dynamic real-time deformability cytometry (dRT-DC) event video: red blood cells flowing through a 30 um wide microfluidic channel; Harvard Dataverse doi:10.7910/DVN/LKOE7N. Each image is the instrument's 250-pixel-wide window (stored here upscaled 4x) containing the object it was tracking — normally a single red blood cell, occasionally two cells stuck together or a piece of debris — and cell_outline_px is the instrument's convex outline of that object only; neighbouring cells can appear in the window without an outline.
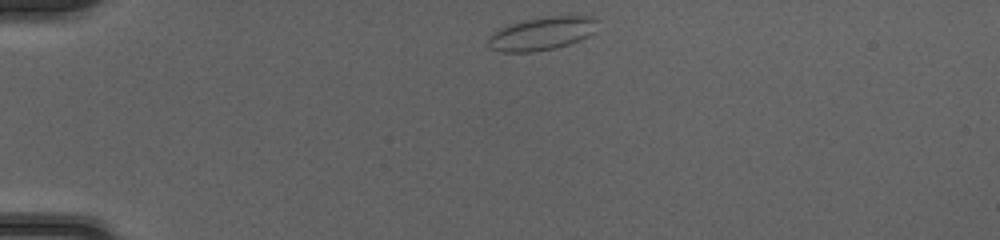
{"species": "common noctule bat (a hibernating species)", "species_latin": "Nyctalus noctula", "temperature_condition": "cold", "stored_images_in_passage": 39, "camera_frame_rate_fps": 3000, "um_per_image_px": 0.085, "animal": {"sex": "female", "body_mass_g": 20.0, "forearm_length_mm": 54.0}, "frame": {"image": 1, "passage_image": 1, "time_ms": 0.0, "image_size_px": [1000, 240], "cell_outline_px": [[596, 20], [592, 32], [588, 36], [580, 40], [568, 44], [552, 48], [532, 52], [500, 52], [492, 48], [488, 44], [488, 40], [496, 32], [512, 24], [528, 20], [552, 16], [584, 16]], "centroid_in_image_um": [46.05, 2.88], "position_along_channel_um": 38.9, "area_um2": 20.11}}
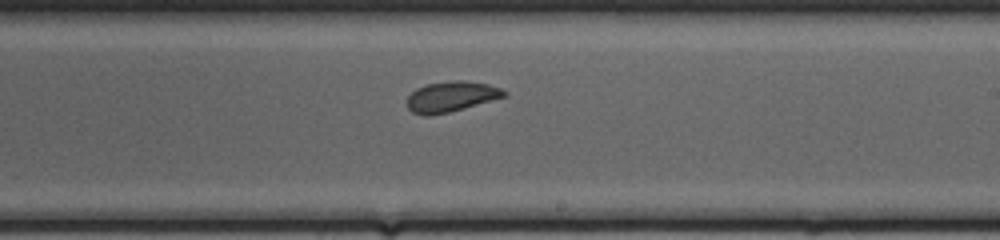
{"frame": {"image": 2, "passage_image": 20, "time_ms": 6.333, "image_size_px": [1000, 240], "cell_outline_px": [[508, 96], [448, 112], [428, 116], [424, 116], [412, 112], [408, 108], [408, 96], [416, 88], [428, 84], [452, 80], [464, 80], [488, 84], [500, 88], [508, 92]], "centroid_in_image_um": [38.37, 8.2], "position_along_channel_um": 250.6, "area_um2": 17.17}}
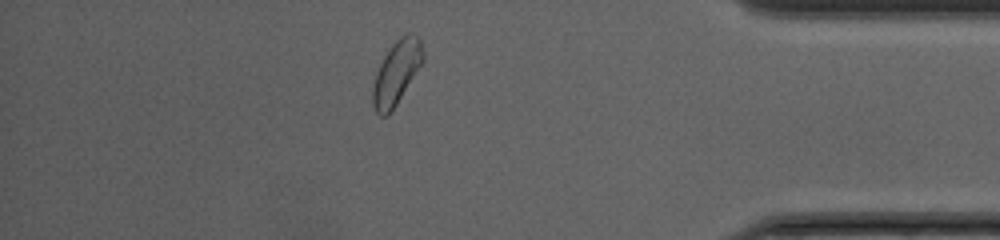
{"frame": {"image": 3, "passage_image": 33, "time_ms": 10.667, "image_size_px": [1000, 240], "cell_outline_px": [[424, 60], [396, 104], [388, 116], [380, 116], [376, 112], [372, 104], [372, 88], [376, 72], [388, 48], [404, 32], [408, 32], [416, 36], [420, 40], [424, 52]], "centroid_in_image_um": [33.69, 6.15], "position_along_channel_um": 401.5, "area_um2": 18.61}, "authors_computed_cell_mechanics": {"area_um2": 17.9758, "velocity_mm_per_s": 4.1499, "shape_relaxation_time_tau1_ms": null, "shape_relaxation_time_tau2_ms": 2.1612, "deformation_change_tau1": null, "deformation_change_tau2": 0.0712}}